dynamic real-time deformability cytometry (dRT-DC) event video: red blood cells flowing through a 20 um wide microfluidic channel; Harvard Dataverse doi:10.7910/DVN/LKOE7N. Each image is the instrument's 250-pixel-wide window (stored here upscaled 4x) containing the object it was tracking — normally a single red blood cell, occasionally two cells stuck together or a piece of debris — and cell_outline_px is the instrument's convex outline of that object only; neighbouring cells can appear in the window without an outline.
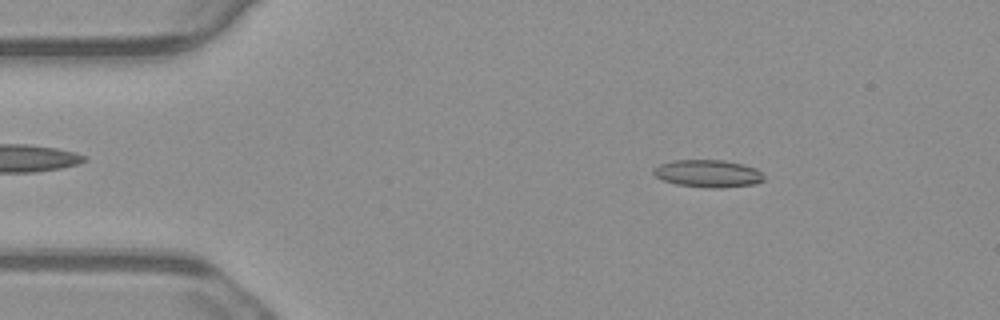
{"species": "common noctule bat (a hibernating species)", "species_latin": "Nyctalus noctula", "temperature_condition": "warm", "stored_images_in_passage": 53, "camera_frame_rate_fps": 3000, "um_per_image_px": 0.085, "animal": {"sex": "male", "body_mass_g": 23.1, "forearm_length_mm": 52.7}, "frame": {"image": 1, "passage_image": 8, "time_ms": 2.333, "image_size_px": [1000, 320], "cell_outline_px": [[764, 180], [756, 184], [724, 188], [708, 188], [676, 184], [664, 180], [656, 176], [652, 172], [652, 168], [660, 164], [672, 160], [724, 160], [744, 164], [756, 168], [764, 176]], "centroid_in_image_um": [60.19, 14.75], "position_along_channel_um": 24.8, "area_um2": 17.86}}
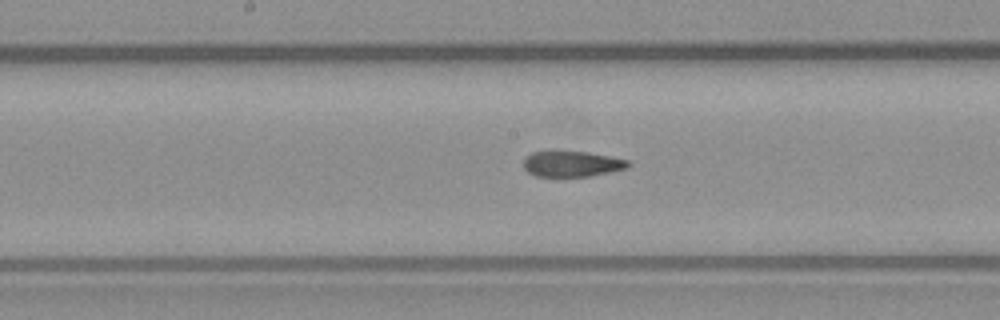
{"frame": {"image": 2, "passage_image": 27, "time_ms": 8.667, "image_size_px": [1000, 320], "cell_outline_px": [[632, 164], [628, 168], [588, 176], [536, 176], [528, 172], [524, 168], [524, 160], [532, 152], [548, 148], [552, 148], [588, 152], [612, 156], [628, 160]], "centroid_in_image_um": [48.59, 13.87], "position_along_channel_um": 199.6, "area_um2": 16.3}}
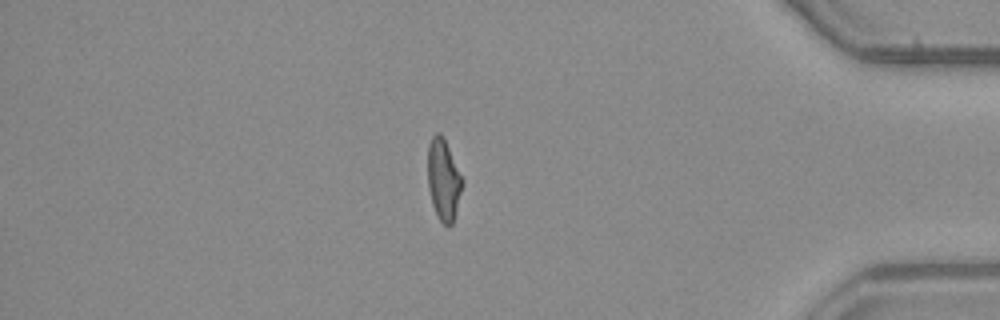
{"frame": {"image": 3, "passage_image": 46, "time_ms": 15.0, "image_size_px": [1000, 320], "cell_outline_px": [[464, 180], [456, 212], [452, 224], [448, 228], [440, 220], [432, 204], [428, 188], [428, 144], [432, 136], [436, 132], [440, 132], [444, 136]], "centroid_in_image_um": [37.7, 15.24], "position_along_channel_um": 397.5, "area_um2": 16.59}, "authors_computed_cell_mechanics": {"area_um2": 16.8198, "velocity_mm_per_s": 3.7595, "shape_relaxation_time_tau1_ms": null, "shape_relaxation_time_tau2_ms": 1.9219, "deformation_change_tau1": null, "deformation_change_tau2": 0.0967}}